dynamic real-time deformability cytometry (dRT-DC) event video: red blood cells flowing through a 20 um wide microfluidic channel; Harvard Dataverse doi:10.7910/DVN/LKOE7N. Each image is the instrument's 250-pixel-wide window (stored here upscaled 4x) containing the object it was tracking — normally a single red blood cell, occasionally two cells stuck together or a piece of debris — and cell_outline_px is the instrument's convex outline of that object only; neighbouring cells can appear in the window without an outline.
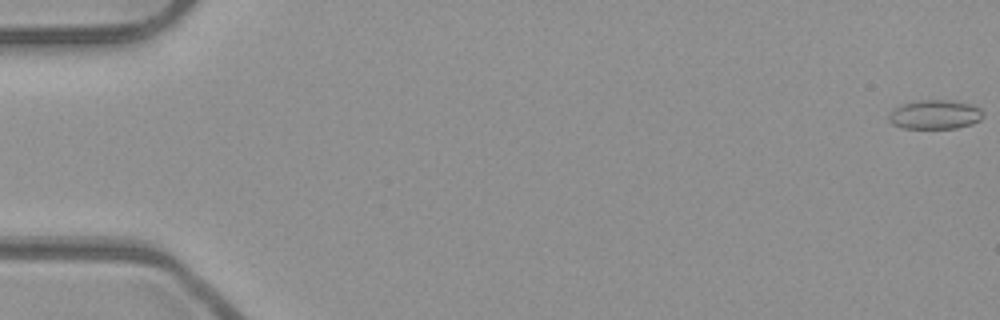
{"species": "common noctule bat (a hibernating species)", "species_latin": "Nyctalus noctula", "temperature_condition": "room temperature", "stored_images_in_passage": 54, "camera_frame_rate_fps": 3000, "um_per_image_px": 0.085, "animal": {"sex": "male", "body_mass_g": 23.1, "forearm_length_mm": 52.7}, "frame": {"image": 1, "passage_image": 1, "time_ms": 0.0, "image_size_px": [1000, 320], "cell_outline_px": [[984, 116], [980, 120], [972, 124], [956, 128], [904, 128], [892, 124], [888, 120], [888, 116], [892, 108], [900, 104], [916, 100], [944, 100], [972, 104], [980, 108], [984, 112]], "centroid_in_image_um": [79.45, 9.73], "position_along_channel_um": 5.5, "area_um2": 16.24}}
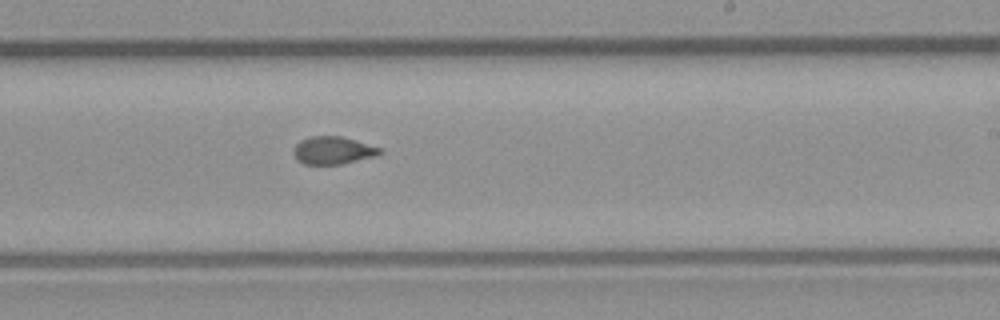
{"frame": {"image": 2, "passage_image": 33, "time_ms": 10.667, "image_size_px": [1000, 320], "cell_outline_px": [[384, 152], [376, 156], [340, 164], [304, 164], [296, 160], [292, 152], [296, 144], [300, 140], [312, 136], [340, 136], [384, 148]], "centroid_in_image_um": [28.32, 12.78], "position_along_channel_um": 260.7, "area_um2": 14.05}}
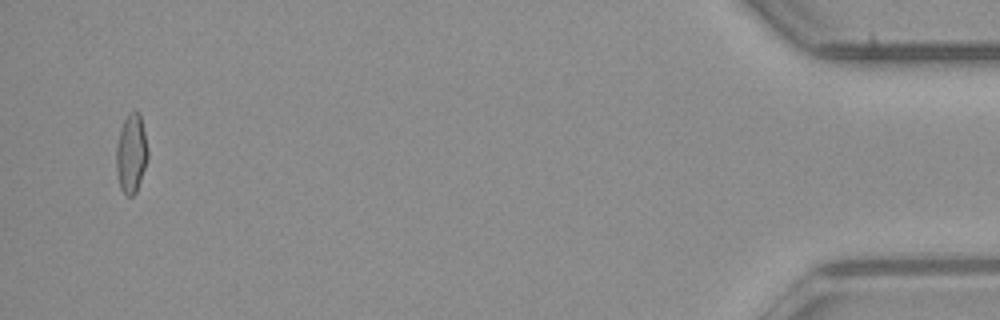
{"frame": {"image": 3, "passage_image": 52, "time_ms": 17.0, "image_size_px": [1000, 320], "cell_outline_px": [[148, 156], [136, 192], [132, 196], [128, 196], [120, 188], [116, 172], [116, 144], [124, 120], [128, 112], [140, 112], [148, 152]], "centroid_in_image_um": [11.14, 13.04], "position_along_channel_um": 424.1, "area_um2": 14.33}, "authors_computed_cell_mechanics": {"area_um2": 14.4789, "velocity_mm_per_s": 3.9595, "shape_relaxation_time_tau1_ms": null, "shape_relaxation_time_tau2_ms": 1.3062, "deformation_change_tau1": null, "deformation_change_tau2": 0.0691}}